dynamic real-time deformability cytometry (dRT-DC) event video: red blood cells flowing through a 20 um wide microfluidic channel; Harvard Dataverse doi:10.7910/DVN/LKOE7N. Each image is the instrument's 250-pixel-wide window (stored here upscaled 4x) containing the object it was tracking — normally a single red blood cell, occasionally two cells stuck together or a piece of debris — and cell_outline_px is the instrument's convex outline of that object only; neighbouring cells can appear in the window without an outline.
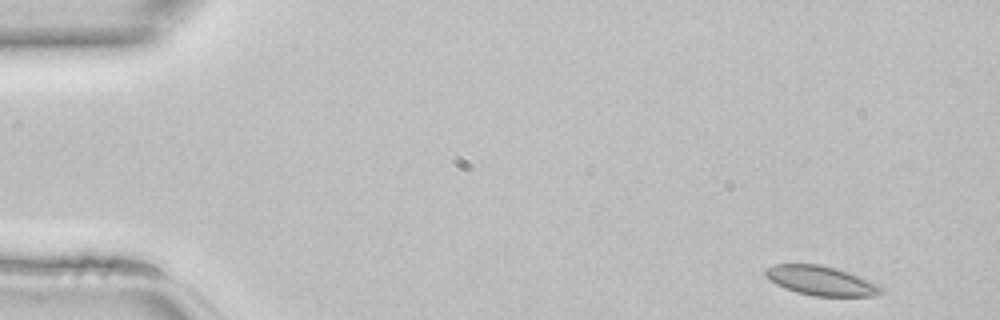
{"species": "common noctule bat (a hibernating species)", "species_latin": "Nyctalus noctula", "temperature_condition": "room temperature", "stored_images_in_passage": 43, "camera_frame_rate_fps": 3000, "um_per_image_px": 0.085, "animal": {"sex": "female", "body_mass_g": 22.7, "forearm_length_mm": 54.2}, "frame": {"image": 1, "passage_image": 1, "time_ms": 0.0, "image_size_px": [1000, 320], "cell_outline_px": [[884, 292], [876, 296], [812, 296], [796, 292], [784, 288], [776, 284], [764, 276], [764, 268], [776, 264], [820, 264], [836, 268], [848, 272], [880, 284], [884, 288]], "centroid_in_image_um": [69.8, 23.86], "position_along_channel_um": 15.2, "area_um2": 20.11}}
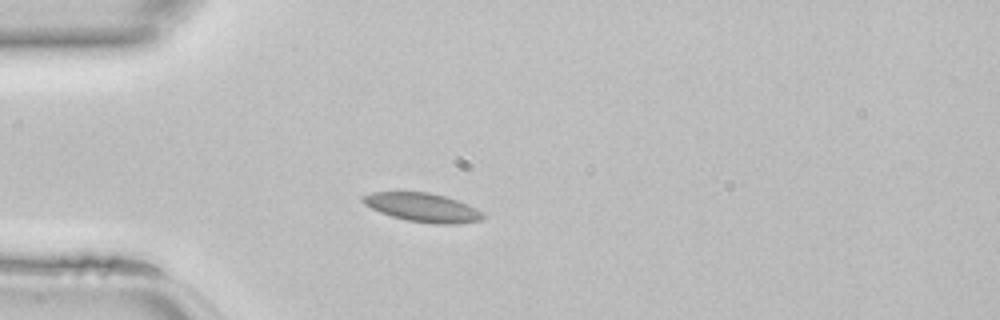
{"frame": {"image": 2, "passage_image": 10, "time_ms": 3.0, "image_size_px": [1000, 320], "cell_outline_px": [[484, 220], [456, 224], [436, 224], [408, 220], [392, 216], [380, 212], [364, 204], [360, 200], [360, 196], [372, 192], [428, 192], [444, 196], [468, 204], [484, 212]], "centroid_in_image_um": [35.93, 17.63], "position_along_channel_um": 49.1, "area_um2": 20.17}}
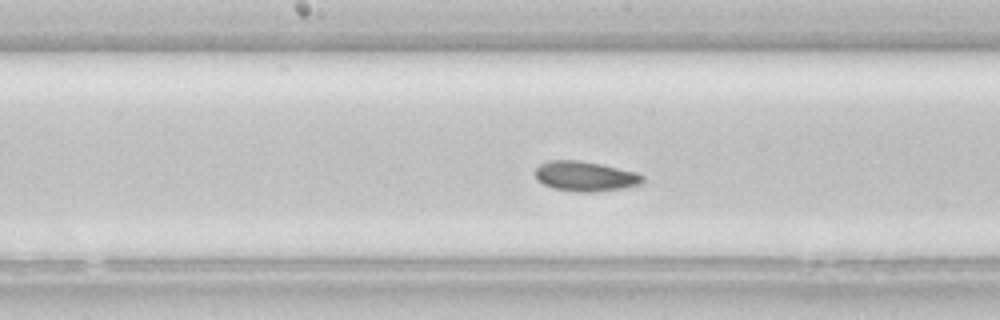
{"frame": {"image": 3, "passage_image": 21, "time_ms": 6.667, "image_size_px": [1000, 320], "cell_outline_px": [[644, 180], [640, 184], [624, 188], [592, 192], [576, 192], [552, 188], [536, 180], [536, 168], [540, 164], [548, 160], [580, 160], [600, 164], [636, 172], [644, 176]], "centroid_in_image_um": [49.73, 14.98], "position_along_channel_um": 198.5, "area_um2": 18.79}}